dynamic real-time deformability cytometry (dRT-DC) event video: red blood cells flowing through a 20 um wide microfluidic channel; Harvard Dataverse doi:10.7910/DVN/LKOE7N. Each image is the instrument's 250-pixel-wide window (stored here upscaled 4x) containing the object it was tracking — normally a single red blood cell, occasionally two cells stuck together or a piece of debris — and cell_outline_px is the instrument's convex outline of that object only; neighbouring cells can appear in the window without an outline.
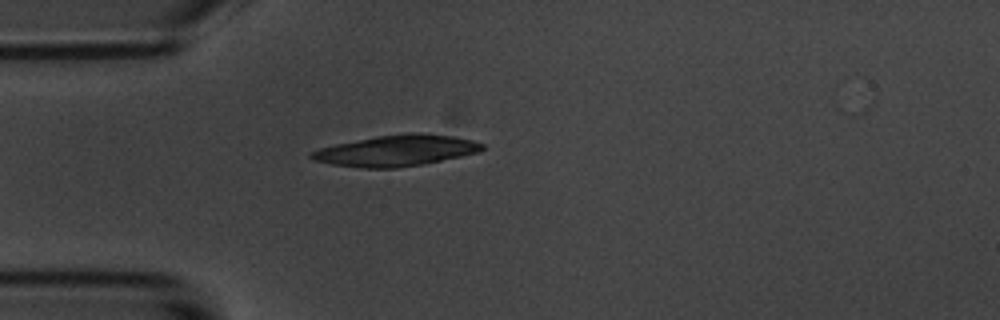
{"species": "common noctule bat (a hibernating species)", "species_latin": "Nyctalus noctula", "temperature_condition": "room temperature", "stored_images_in_passage": 42, "segment_of_instrument_passage": [1, 2], "camera_frame_rate_fps": 3000, "um_per_image_px": 0.085, "animal": {"sex": "male", "body_mass_g": 20.1, "forearm_length_mm": 53.5}, "frame": {"image": 1, "passage_image": 1, "time_ms": 0.0, "image_size_px": [1000, 320], "cell_outline_px": [[480, 148], [468, 152], [436, 160], [412, 164], [344, 164], [328, 160], [316, 156], [320, 152], [328, 148], [388, 136], [440, 136], [464, 140], [480, 144]], "centroid_in_image_um": [33.85, 12.77], "position_along_channel_um": 51.1, "area_um2": 24.04}}
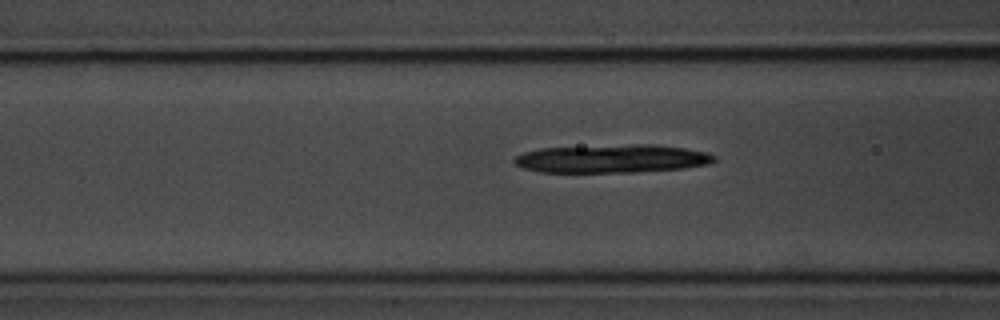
{"frame": {"image": 2, "passage_image": 7, "time_ms": 2.0, "image_size_px": [1000, 320], "cell_outline_px": [[712, 160], [696, 164], [672, 168], [600, 172], [552, 172], [520, 164], [516, 160], [520, 156], [532, 152], [556, 148], [672, 148], [696, 152], [708, 156]], "centroid_in_image_um": [51.85, 13.54], "position_along_channel_um": 114.8, "area_um2": 27.22}}
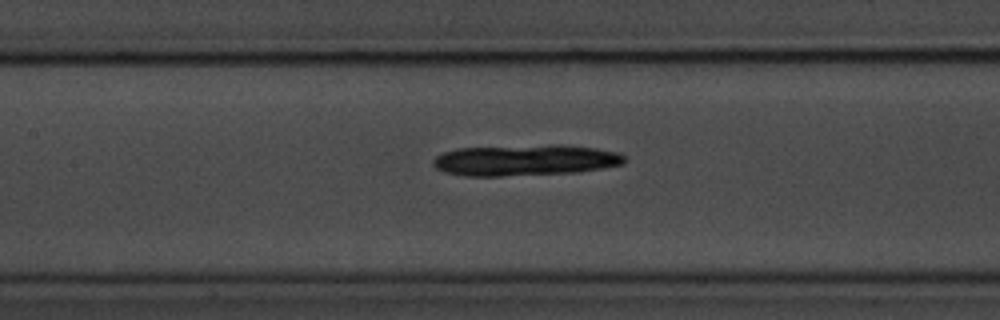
{"frame": {"image": 3, "passage_image": 11, "time_ms": 3.333, "image_size_px": [1000, 320], "cell_outline_px": [[620, 160], [616, 164], [588, 168], [548, 172], [456, 172], [444, 168], [436, 164], [436, 160], [452, 152], [476, 148], [580, 148], [604, 152], [620, 156]], "centroid_in_image_um": [44.63, 13.59], "position_along_channel_um": 162.8, "area_um2": 26.99}}